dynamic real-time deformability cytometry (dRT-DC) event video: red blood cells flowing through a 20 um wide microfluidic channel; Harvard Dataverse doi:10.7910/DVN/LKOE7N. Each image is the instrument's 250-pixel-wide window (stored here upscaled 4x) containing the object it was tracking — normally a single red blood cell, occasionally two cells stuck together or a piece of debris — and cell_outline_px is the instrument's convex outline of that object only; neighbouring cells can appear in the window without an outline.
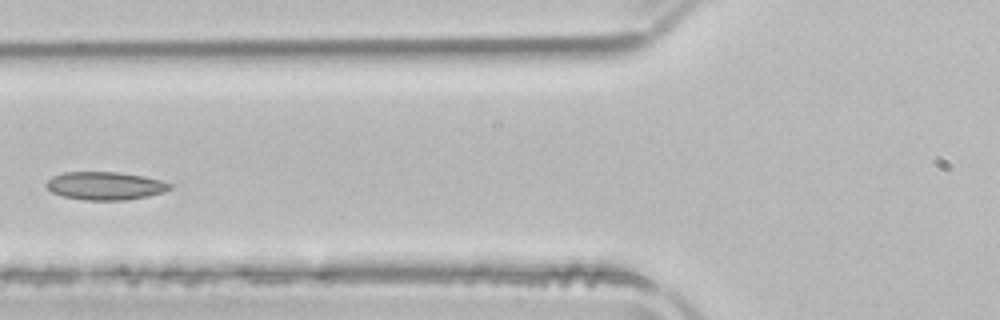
{"species": "common noctule bat (a hibernating species)", "species_latin": "Nyctalus noctula", "temperature_condition": "room temperature", "stored_images_in_passage": 4, "camera_frame_rate_fps": 3000, "um_per_image_px": 0.085, "animal": {"sex": "male", "body_mass_g": 21.5, "forearm_length_mm": 52.0}, "frame": {"image": 1, "passage_image": 4, "time_ms": 1.0, "image_size_px": [1000, 320], "cell_outline_px": [[172, 188], [164, 192], [148, 196], [124, 200], [84, 200], [64, 196], [52, 192], [44, 184], [52, 176], [64, 172], [116, 172], [144, 176], [164, 180], [172, 184]], "centroid_in_image_um": [8.97, 15.79], "position_along_channel_um": 116.8, "area_um2": 20.29}}